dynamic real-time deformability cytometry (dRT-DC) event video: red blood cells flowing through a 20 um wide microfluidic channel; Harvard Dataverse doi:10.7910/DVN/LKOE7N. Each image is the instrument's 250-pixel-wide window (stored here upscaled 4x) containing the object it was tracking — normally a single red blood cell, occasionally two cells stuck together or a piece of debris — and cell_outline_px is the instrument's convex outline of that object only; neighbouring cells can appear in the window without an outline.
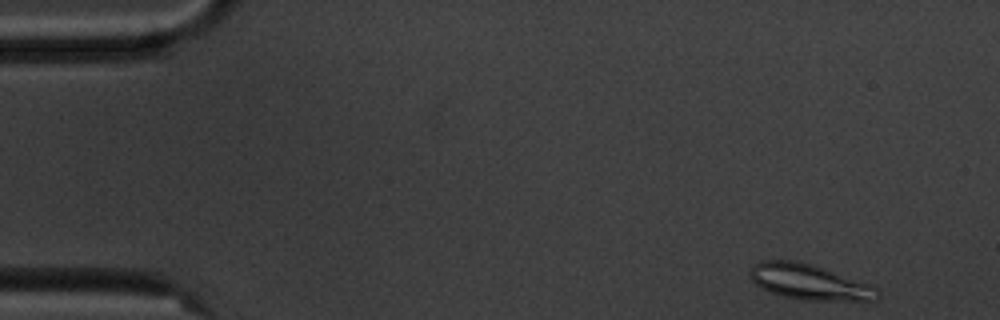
{"species": "common noctule bat (a hibernating species)", "species_latin": "Nyctalus noctula", "temperature_condition": "cold", "stored_images_in_passage": 54, "camera_frame_rate_fps": 3000, "um_per_image_px": 0.085, "animal": {"sex": "male", "body_mass_g": 20.1, "forearm_length_mm": 53.5}, "frame": {"image": 1, "passage_image": 2, "time_ms": 0.333, "image_size_px": [1000, 320], "cell_outline_px": [[880, 296], [876, 300], [804, 300], [784, 296], [772, 292], [756, 284], [748, 276], [748, 272], [752, 264], [760, 260], [796, 260], [812, 264], [872, 284], [880, 292]], "centroid_in_image_um": [68.79, 23.95], "position_along_channel_um": 16.2, "area_um2": 26.47}}
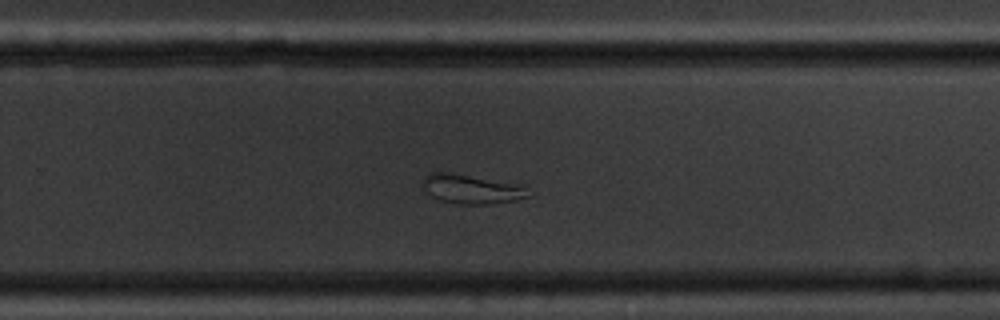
{"frame": {"image": 2, "passage_image": 34, "time_ms": 11.0, "image_size_px": [1000, 320], "cell_outline_px": [[528, 196], [516, 200], [492, 204], [460, 204], [440, 200], [432, 196], [424, 188], [424, 176], [432, 172], [448, 172], [512, 184], [524, 188]], "centroid_in_image_um": [39.99, 16.09], "position_along_channel_um": 289.8, "area_um2": 17.17}}
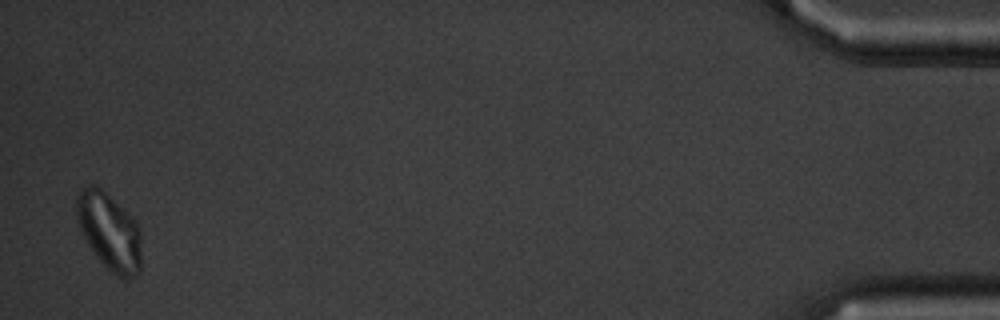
{"frame": {"image": 3, "passage_image": 53, "time_ms": 17.333, "image_size_px": [1000, 320], "cell_outline_px": [[140, 272], [136, 276], [128, 280], [124, 280], [116, 276], [96, 256], [88, 244], [80, 228], [76, 212], [76, 196], [80, 188], [88, 184], [96, 184], [132, 216], [136, 220], [140, 228]], "centroid_in_image_um": [9.3, 19.67], "position_along_channel_um": 425.9, "area_um2": 29.3}}